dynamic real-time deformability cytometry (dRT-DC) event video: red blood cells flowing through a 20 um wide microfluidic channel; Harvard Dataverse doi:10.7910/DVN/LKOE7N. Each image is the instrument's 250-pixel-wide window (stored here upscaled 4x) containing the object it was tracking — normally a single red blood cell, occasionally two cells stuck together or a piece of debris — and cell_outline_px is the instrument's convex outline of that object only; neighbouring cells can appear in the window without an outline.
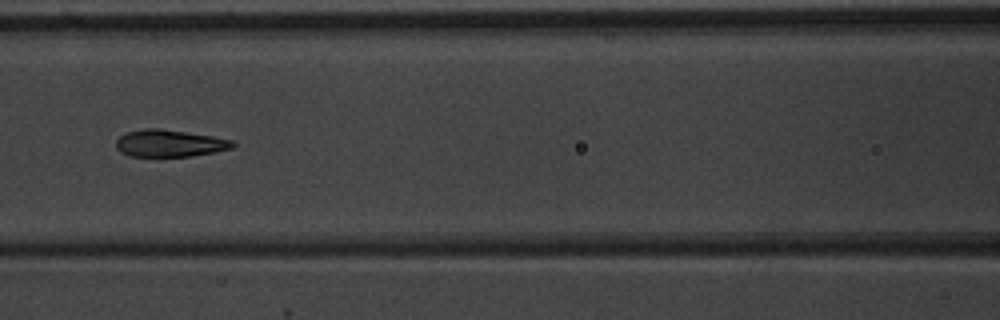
{"species": "common noctule bat (a hibernating species)", "species_latin": "Nyctalus noctula", "temperature_condition": "warm", "stored_images_in_passage": 7, "camera_frame_rate_fps": 3000, "um_per_image_px": 0.085, "animal": {"sex": "male", "body_mass_g": 20.1, "forearm_length_mm": 53.5}, "frame": {"image": 1, "passage_image": 6, "time_ms": 6.0, "image_size_px": [1000, 320], "cell_outline_px": [[236, 144], [232, 148], [216, 152], [192, 156], [128, 156], [120, 152], [116, 148], [116, 140], [120, 136], [128, 132], [144, 128], [160, 128], [212, 136], [232, 140]], "centroid_in_image_um": [14.41, 12.18], "position_along_channel_um": 152.2, "area_um2": 18.44}}
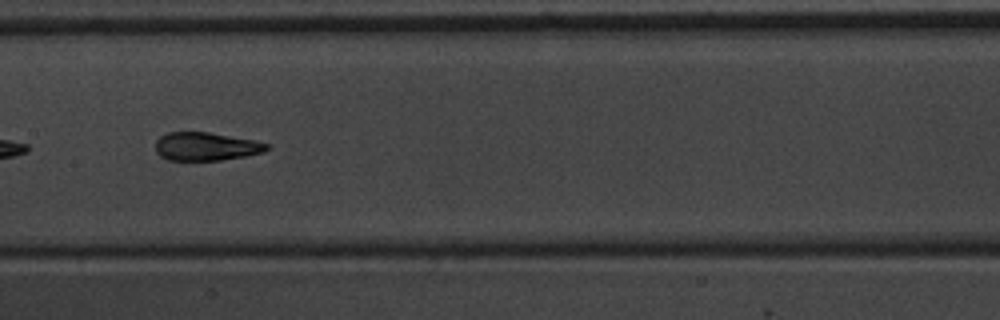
{"frame": {"image": 2, "passage_image": 7, "time_ms": 7.0, "image_size_px": [1000, 320], "cell_outline_px": [[272, 148], [264, 152], [244, 156], [220, 160], [168, 160], [160, 156], [156, 152], [156, 140], [160, 136], [168, 132], [208, 132], [252, 140], [272, 144]], "centroid_in_image_um": [17.53, 12.45], "position_along_channel_um": 189.9, "area_um2": 18.38}}